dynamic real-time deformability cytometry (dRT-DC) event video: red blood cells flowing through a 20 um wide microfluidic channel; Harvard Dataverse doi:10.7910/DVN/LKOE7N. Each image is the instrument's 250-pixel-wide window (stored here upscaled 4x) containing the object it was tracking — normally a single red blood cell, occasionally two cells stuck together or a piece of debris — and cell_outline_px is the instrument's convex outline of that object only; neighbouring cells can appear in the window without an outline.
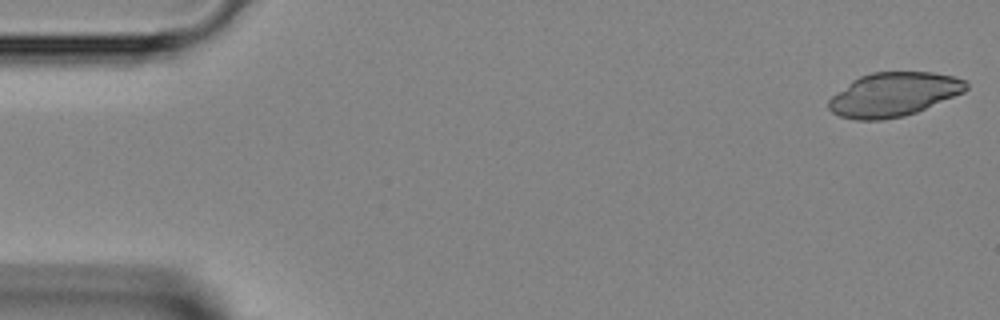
{"species": "Egyptian fruit bat (a non-hibernating species)", "species_latin": "Rousettus aegyptiacus", "temperature_condition": "room temperature", "stored_images_in_passage": 44, "camera_frame_rate_fps": 3000, "um_per_image_px": 0.085, "animal": {"sex": "female"}, "frame": {"image": 1, "passage_image": 1, "time_ms": 0.0, "image_size_px": [1000, 320], "cell_outline_px": [[968, 88], [964, 92], [916, 112], [904, 116], [884, 120], [856, 120], [840, 116], [832, 112], [828, 108], [828, 100], [832, 96], [852, 80], [860, 76], [872, 72], [932, 72], [952, 76], [964, 80], [968, 84]], "centroid_in_image_um": [75.94, 8.03], "position_along_channel_um": 9.1, "area_um2": 35.08}}